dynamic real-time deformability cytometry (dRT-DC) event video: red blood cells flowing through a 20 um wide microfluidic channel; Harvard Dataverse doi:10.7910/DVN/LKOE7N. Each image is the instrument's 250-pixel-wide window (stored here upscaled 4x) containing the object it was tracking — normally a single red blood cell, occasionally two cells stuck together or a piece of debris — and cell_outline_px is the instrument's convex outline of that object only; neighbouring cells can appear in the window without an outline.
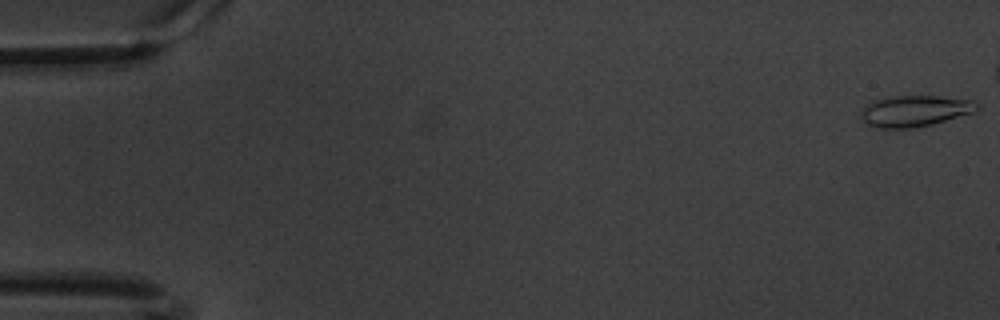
{"species": "common noctule bat (a hibernating species)", "species_latin": "Nyctalus noctula", "temperature_condition": "warm", "stored_images_in_passage": 54, "camera_frame_rate_fps": 3000, "um_per_image_px": 0.085, "animal": {"sex": "male", "body_mass_g": 20.1, "forearm_length_mm": 53.5}, "frame": {"image": 1, "passage_image": 1, "time_ms": 0.0, "image_size_px": [1000, 320], "cell_outline_px": [[980, 108], [972, 112], [932, 124], [912, 128], [876, 128], [868, 124], [860, 116], [860, 112], [868, 100], [888, 96], [936, 96], [972, 100], [980, 104]], "centroid_in_image_um": [77.69, 9.41], "position_along_channel_um": 7.3, "area_um2": 21.21}}
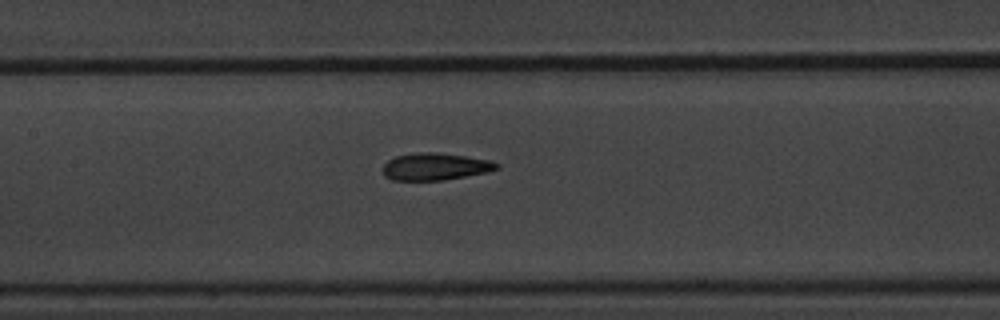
{"frame": {"image": 2, "passage_image": 29, "time_ms": 9.333, "image_size_px": [1000, 320], "cell_outline_px": [[500, 168], [488, 172], [444, 180], [392, 180], [384, 176], [380, 168], [388, 160], [396, 156], [420, 152], [436, 152], [492, 160], [500, 164]], "centroid_in_image_um": [36.99, 14.16], "position_along_channel_um": 170.4, "area_um2": 18.21}}
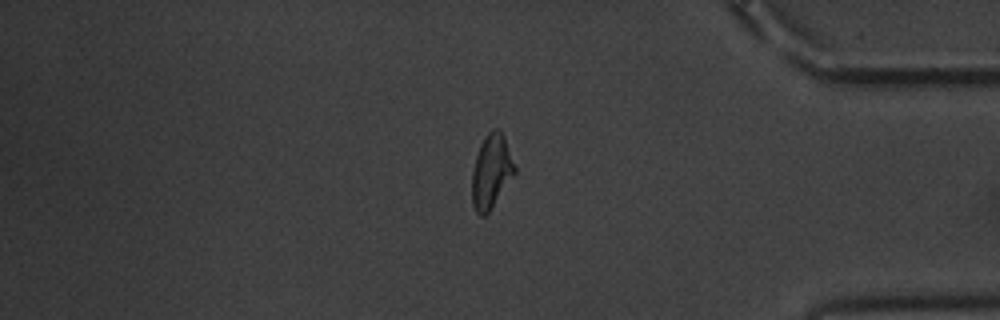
{"frame": {"image": 3, "passage_image": 51, "time_ms": 16.667, "image_size_px": [1000, 320], "cell_outline_px": [[516, 172], [488, 212], [484, 216], [480, 216], [476, 212], [472, 204], [472, 172], [476, 156], [480, 144], [484, 136], [492, 128], [500, 128], [504, 136], [516, 168]], "centroid_in_image_um": [41.75, 14.54], "position_along_channel_um": 393.4, "area_um2": 18.32}, "authors_computed_cell_mechanics": {"area_um2": 18.5538, "velocity_mm_per_s": 3.3723, "shape_relaxation_time_tau1_ms": 5.1475, "shape_relaxation_time_tau2_ms": 1.7527, "deformation_change_tau1": 0.16, "deformation_change_tau2": 0.0785}}